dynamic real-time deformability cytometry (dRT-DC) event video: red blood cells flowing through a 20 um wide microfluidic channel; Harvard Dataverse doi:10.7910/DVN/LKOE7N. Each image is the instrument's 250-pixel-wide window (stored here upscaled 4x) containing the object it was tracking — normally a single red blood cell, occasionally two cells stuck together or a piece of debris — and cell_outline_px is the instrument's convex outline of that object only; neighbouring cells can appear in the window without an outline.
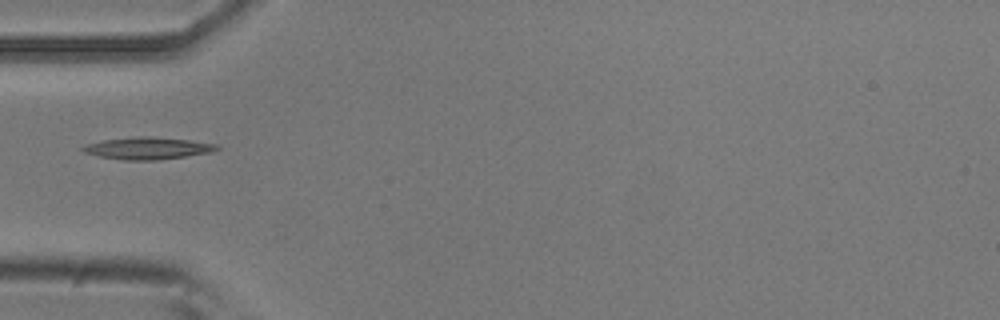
{"species": "common noctule bat (a hibernating species)", "species_latin": "Nyctalus noctula", "temperature_condition": "room temperature", "stored_images_in_passage": 1, "camera_frame_rate_fps": 3000, "um_per_image_px": 0.085, "animal": {"sex": "male", "body_mass_g": 20.5, "forearm_length_mm": 52.5}, "frame": {"image": 1, "passage_image": 1, "time_ms": 0.0, "image_size_px": [1000, 320], "cell_outline_px": [[220, 148], [212, 152], [156, 160], [124, 160], [100, 156], [84, 152], [80, 148], [88, 144], [104, 140], [136, 136], [148, 136], [188, 140], [220, 144]], "centroid_in_image_um": [12.59, 12.59], "position_along_channel_um": 72.4, "area_um2": 17.05}}